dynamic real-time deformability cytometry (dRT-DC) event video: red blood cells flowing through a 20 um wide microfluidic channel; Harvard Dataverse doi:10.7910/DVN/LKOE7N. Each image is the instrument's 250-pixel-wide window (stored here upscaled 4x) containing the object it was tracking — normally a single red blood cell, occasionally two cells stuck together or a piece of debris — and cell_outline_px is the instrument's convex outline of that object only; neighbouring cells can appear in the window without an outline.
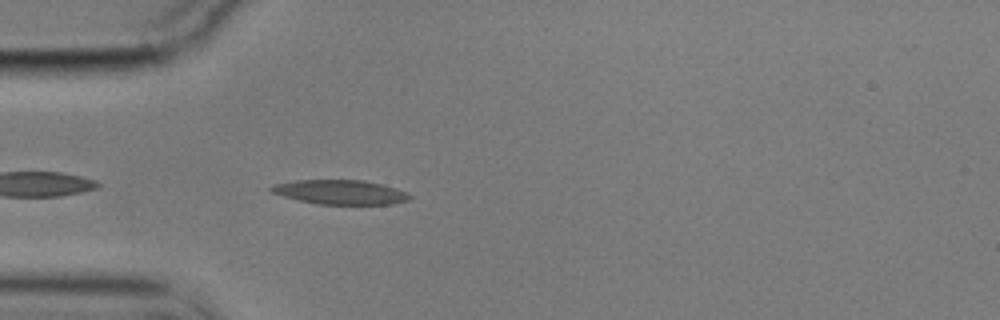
{"species": "common noctule bat (a hibernating species)", "species_latin": "Nyctalus noctula", "temperature_condition": "cold", "stored_images_in_passage": 43, "camera_frame_rate_fps": 3000, "um_per_image_px": 0.085, "animal": {"sex": "male", "body_mass_g": 17.9}, "frame": {"image": 1, "passage_image": 3, "time_ms": 0.667, "image_size_px": [1000, 320], "cell_outline_px": [[412, 196], [408, 200], [392, 204], [316, 204], [284, 196], [272, 192], [268, 188], [272, 184], [296, 180], [364, 180], [384, 184], [396, 188]], "centroid_in_image_um": [28.92, 16.32], "position_along_channel_um": 56.1, "area_um2": 19.65}}
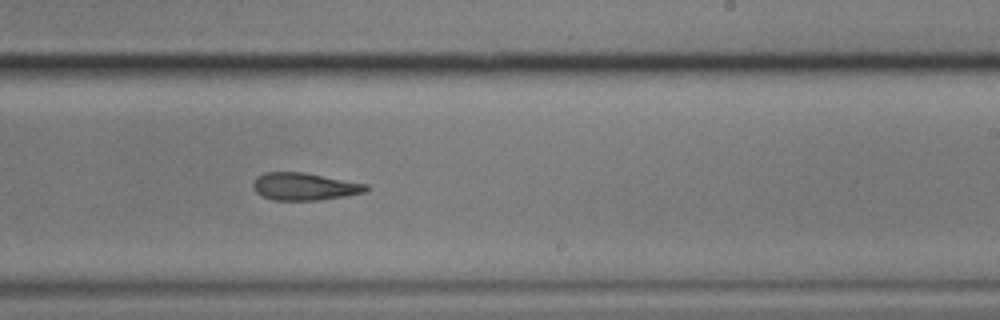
{"frame": {"image": 2, "passage_image": 21, "time_ms": 6.667, "image_size_px": [1000, 320], "cell_outline_px": [[372, 188], [364, 192], [344, 196], [320, 200], [272, 200], [256, 192], [252, 184], [256, 176], [264, 172], [304, 172], [368, 184]], "centroid_in_image_um": [25.89, 15.84], "position_along_channel_um": 263.1, "area_um2": 18.15}}
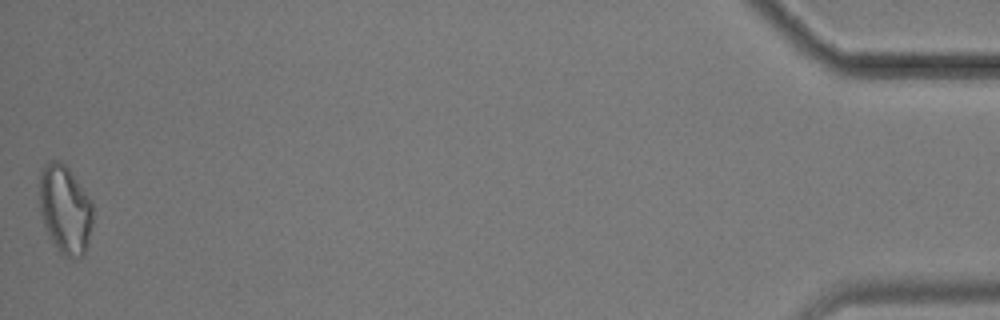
{"frame": {"image": 3, "passage_image": 43, "time_ms": 14.0, "image_size_px": [1000, 320], "cell_outline_px": [[92, 224], [88, 244], [84, 256], [68, 256], [60, 252], [48, 236], [40, 212], [40, 172], [44, 164], [48, 160], [60, 160], [68, 168], [92, 200]], "centroid_in_image_um": [5.53, 17.77], "position_along_channel_um": 429.7, "area_um2": 27.57}, "authors_computed_cell_mechanics": {"area_um2": 19.1896, "velocity_mm_per_s": 3.5361, "shape_relaxation_time_tau1_ms": null, "shape_relaxation_time_tau2_ms": 11.0433, "deformation_change_tau1": null, "deformation_change_tau2": 0.277}}